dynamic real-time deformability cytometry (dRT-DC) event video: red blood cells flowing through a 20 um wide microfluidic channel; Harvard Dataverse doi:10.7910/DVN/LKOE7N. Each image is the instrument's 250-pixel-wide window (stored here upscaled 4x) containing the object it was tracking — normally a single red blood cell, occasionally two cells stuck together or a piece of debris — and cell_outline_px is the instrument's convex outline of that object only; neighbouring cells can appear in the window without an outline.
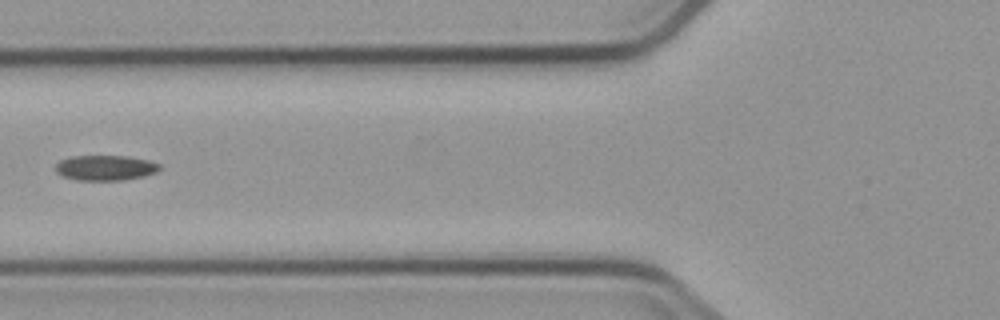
{"species": "common noctule bat (a hibernating species)", "species_latin": "Nyctalus noctula", "temperature_condition": "cold", "stored_images_in_passage": 7, "camera_frame_rate_fps": 3000, "um_per_image_px": 0.085, "animal": {"sex": "male", "body_mass_g": 23.1, "forearm_length_mm": 52.7}, "frame": {"image": 1, "passage_image": 6, "time_ms": 6.0, "image_size_px": [1000, 320], "cell_outline_px": [[164, 168], [156, 172], [144, 176], [124, 180], [76, 180], [60, 176], [56, 172], [56, 164], [60, 160], [72, 156], [128, 156], [148, 160], [160, 164]], "centroid_in_image_um": [8.97, 14.27], "position_along_channel_um": 116.8, "area_um2": 15.49}}
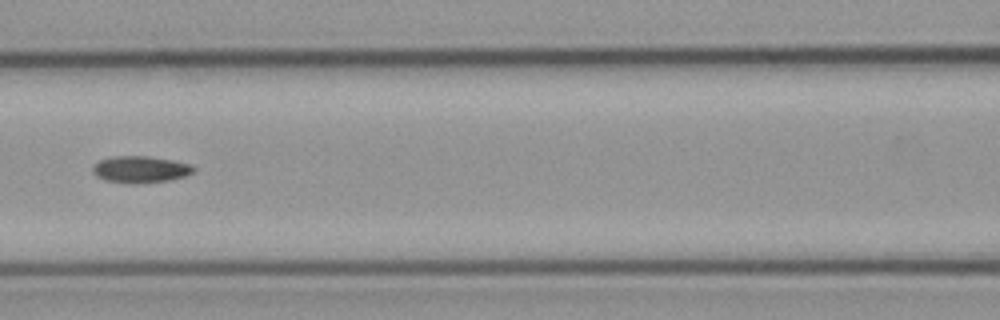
{"frame": {"image": 2, "passage_image": 7, "time_ms": 7.0, "image_size_px": [1000, 320], "cell_outline_px": [[196, 172], [184, 176], [168, 180], [104, 180], [96, 176], [92, 172], [92, 168], [100, 160], [112, 156], [148, 156], [172, 160], [188, 164], [196, 168]], "centroid_in_image_um": [11.96, 14.33], "position_along_channel_um": 154.6, "area_um2": 14.74}}